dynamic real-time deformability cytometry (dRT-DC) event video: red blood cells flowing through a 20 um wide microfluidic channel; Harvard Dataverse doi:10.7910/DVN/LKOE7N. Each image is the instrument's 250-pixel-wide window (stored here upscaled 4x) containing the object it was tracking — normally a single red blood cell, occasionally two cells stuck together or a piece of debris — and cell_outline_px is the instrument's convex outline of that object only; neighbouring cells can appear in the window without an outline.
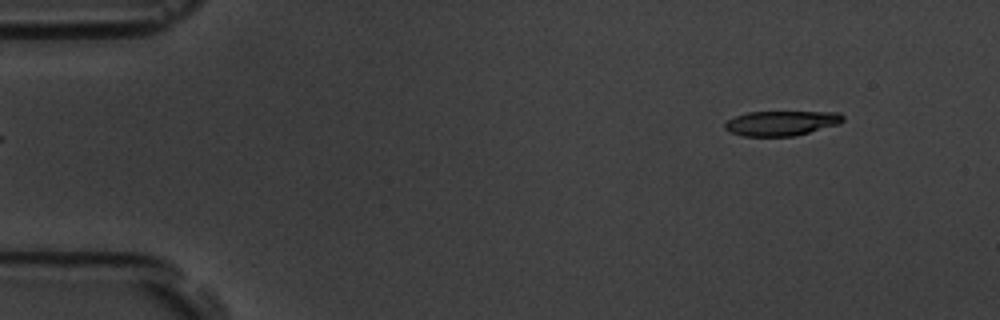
{"species": "common noctule bat (a hibernating species)", "species_latin": "Nyctalus noctula", "temperature_condition": "room temperature", "stored_images_in_passage": 6, "segment_of_instrument_passage": [2, 2], "camera_frame_rate_fps": 3000, "um_per_image_px": 0.085, "animal": {"sex": "male", "body_mass_g": 19.5, "forearm_length_mm": 54.6}, "frame": {"image": 1, "passage_image": 6, "time_ms": 5.667, "image_size_px": [1000, 320], "cell_outline_px": [[844, 120], [840, 124], [792, 136], [744, 136], [732, 132], [724, 128], [724, 124], [728, 120], [736, 116], [748, 112], [840, 112], [844, 116]], "centroid_in_image_um": [66.44, 10.46], "position_along_channel_um": 18.6, "area_um2": 16.94}}